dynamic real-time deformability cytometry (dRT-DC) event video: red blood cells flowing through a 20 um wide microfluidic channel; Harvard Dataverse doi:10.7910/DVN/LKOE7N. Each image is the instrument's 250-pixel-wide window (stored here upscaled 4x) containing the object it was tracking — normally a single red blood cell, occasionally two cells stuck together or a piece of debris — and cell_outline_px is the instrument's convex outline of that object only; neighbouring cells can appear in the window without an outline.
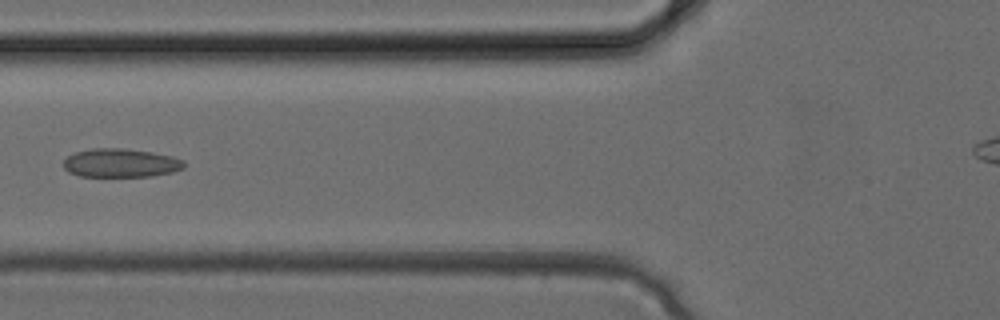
{"species": "common noctule bat (a hibernating species)", "species_latin": "Nyctalus noctula", "temperature_condition": "cold", "stored_images_in_passage": 31, "camera_frame_rate_fps": 3000, "um_per_image_px": 0.085, "animal": {"sex": "female", "body_mass_g": 24.6, "forearm_length_mm": 56.2}, "frame": {"image": 1, "passage_image": 13, "time_ms": 4.0, "image_size_px": [1000, 320], "cell_outline_px": [[184, 168], [172, 172], [152, 176], [80, 176], [68, 172], [64, 168], [64, 160], [68, 156], [76, 152], [92, 148], [124, 148], [152, 152], [172, 156], [184, 160]], "centroid_in_image_um": [10.27, 13.85], "position_along_channel_um": 115.5, "area_um2": 20.11}}
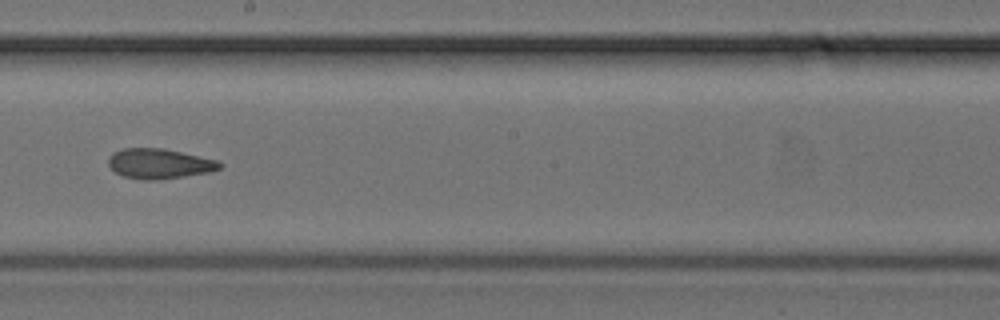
{"frame": {"image": 2, "passage_image": 19, "time_ms": 6.0, "image_size_px": [1000, 320], "cell_outline_px": [[224, 164], [220, 168], [212, 172], [156, 180], [140, 180], [124, 176], [116, 172], [108, 164], [108, 160], [112, 152], [124, 148], [160, 148], [220, 160]], "centroid_in_image_um": [13.57, 13.91], "position_along_channel_um": 234.6, "area_um2": 19.54}}
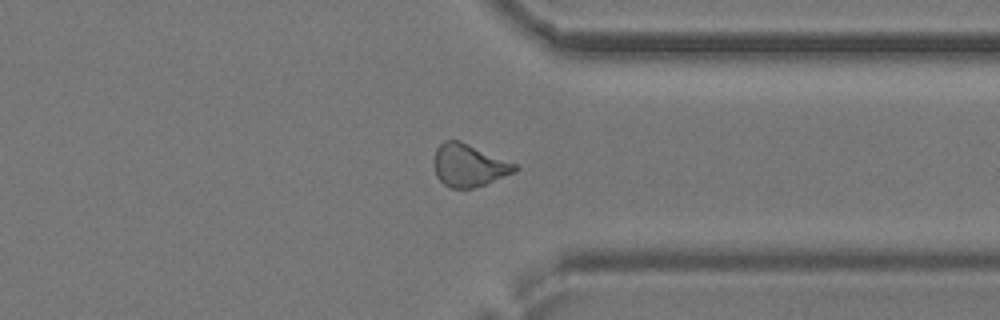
{"frame": {"image": 3, "passage_image": 26, "time_ms": 8.333, "image_size_px": [1000, 320], "cell_outline_px": [[520, 168], [516, 172], [484, 184], [472, 188], [452, 188], [444, 184], [436, 176], [432, 160], [436, 148], [444, 140], [460, 140], [516, 164]], "centroid_in_image_um": [39.83, 14.04], "position_along_channel_um": 371.6, "area_um2": 20.11}}